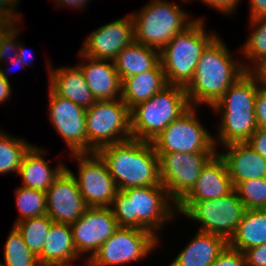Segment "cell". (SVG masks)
I'll list each match as a JSON object with an SVG mask.
<instances>
[{
    "instance_id": "obj_13",
    "label": "cell",
    "mask_w": 266,
    "mask_h": 266,
    "mask_svg": "<svg viewBox=\"0 0 266 266\" xmlns=\"http://www.w3.org/2000/svg\"><path fill=\"white\" fill-rule=\"evenodd\" d=\"M79 161L78 178L69 168L88 207H111L117 186L106 162L97 153L71 154Z\"/></svg>"
},
{
    "instance_id": "obj_23",
    "label": "cell",
    "mask_w": 266,
    "mask_h": 266,
    "mask_svg": "<svg viewBox=\"0 0 266 266\" xmlns=\"http://www.w3.org/2000/svg\"><path fill=\"white\" fill-rule=\"evenodd\" d=\"M169 266H209L228 246L218 235L199 231Z\"/></svg>"
},
{
    "instance_id": "obj_21",
    "label": "cell",
    "mask_w": 266,
    "mask_h": 266,
    "mask_svg": "<svg viewBox=\"0 0 266 266\" xmlns=\"http://www.w3.org/2000/svg\"><path fill=\"white\" fill-rule=\"evenodd\" d=\"M49 68V88L58 96L68 99L84 108L91 107L97 100L89 89L79 66Z\"/></svg>"
},
{
    "instance_id": "obj_15",
    "label": "cell",
    "mask_w": 266,
    "mask_h": 266,
    "mask_svg": "<svg viewBox=\"0 0 266 266\" xmlns=\"http://www.w3.org/2000/svg\"><path fill=\"white\" fill-rule=\"evenodd\" d=\"M71 228L78 255L88 252L89 260L119 227L111 207H88Z\"/></svg>"
},
{
    "instance_id": "obj_8",
    "label": "cell",
    "mask_w": 266,
    "mask_h": 266,
    "mask_svg": "<svg viewBox=\"0 0 266 266\" xmlns=\"http://www.w3.org/2000/svg\"><path fill=\"white\" fill-rule=\"evenodd\" d=\"M245 207L235 189L226 196L204 201H180L176 211L201 223L199 231L214 234L227 241L235 233Z\"/></svg>"
},
{
    "instance_id": "obj_28",
    "label": "cell",
    "mask_w": 266,
    "mask_h": 266,
    "mask_svg": "<svg viewBox=\"0 0 266 266\" xmlns=\"http://www.w3.org/2000/svg\"><path fill=\"white\" fill-rule=\"evenodd\" d=\"M53 221L45 214L39 217L24 219L14 227L20 232L25 244L35 256H39Z\"/></svg>"
},
{
    "instance_id": "obj_40",
    "label": "cell",
    "mask_w": 266,
    "mask_h": 266,
    "mask_svg": "<svg viewBox=\"0 0 266 266\" xmlns=\"http://www.w3.org/2000/svg\"><path fill=\"white\" fill-rule=\"evenodd\" d=\"M208 6H212L222 13L231 14L234 13L236 5H238L240 0H201Z\"/></svg>"
},
{
    "instance_id": "obj_37",
    "label": "cell",
    "mask_w": 266,
    "mask_h": 266,
    "mask_svg": "<svg viewBox=\"0 0 266 266\" xmlns=\"http://www.w3.org/2000/svg\"><path fill=\"white\" fill-rule=\"evenodd\" d=\"M246 266H266V243L244 252Z\"/></svg>"
},
{
    "instance_id": "obj_47",
    "label": "cell",
    "mask_w": 266,
    "mask_h": 266,
    "mask_svg": "<svg viewBox=\"0 0 266 266\" xmlns=\"http://www.w3.org/2000/svg\"><path fill=\"white\" fill-rule=\"evenodd\" d=\"M10 63H12V65H16V67H21V69L24 67L23 64L21 63L20 57L17 55L16 58H12ZM11 65V64H10ZM14 65V67H15ZM10 68V67H9ZM20 69V68H19ZM9 70V69H8ZM8 70H6L7 72H9Z\"/></svg>"
},
{
    "instance_id": "obj_9",
    "label": "cell",
    "mask_w": 266,
    "mask_h": 266,
    "mask_svg": "<svg viewBox=\"0 0 266 266\" xmlns=\"http://www.w3.org/2000/svg\"><path fill=\"white\" fill-rule=\"evenodd\" d=\"M87 144L101 147L132 139L130 109L121 100L96 101L86 109Z\"/></svg>"
},
{
    "instance_id": "obj_7",
    "label": "cell",
    "mask_w": 266,
    "mask_h": 266,
    "mask_svg": "<svg viewBox=\"0 0 266 266\" xmlns=\"http://www.w3.org/2000/svg\"><path fill=\"white\" fill-rule=\"evenodd\" d=\"M132 13L135 42L157 51H161L176 34L195 21L177 4L165 0H153L140 12Z\"/></svg>"
},
{
    "instance_id": "obj_4",
    "label": "cell",
    "mask_w": 266,
    "mask_h": 266,
    "mask_svg": "<svg viewBox=\"0 0 266 266\" xmlns=\"http://www.w3.org/2000/svg\"><path fill=\"white\" fill-rule=\"evenodd\" d=\"M257 91L258 81L247 71L212 106L213 111L222 115L217 136L224 146L247 142L258 128L255 118Z\"/></svg>"
},
{
    "instance_id": "obj_1",
    "label": "cell",
    "mask_w": 266,
    "mask_h": 266,
    "mask_svg": "<svg viewBox=\"0 0 266 266\" xmlns=\"http://www.w3.org/2000/svg\"><path fill=\"white\" fill-rule=\"evenodd\" d=\"M218 36L202 52L190 82L184 87L190 106L212 107L252 67L233 61L227 46Z\"/></svg>"
},
{
    "instance_id": "obj_2",
    "label": "cell",
    "mask_w": 266,
    "mask_h": 266,
    "mask_svg": "<svg viewBox=\"0 0 266 266\" xmlns=\"http://www.w3.org/2000/svg\"><path fill=\"white\" fill-rule=\"evenodd\" d=\"M97 153L106 162L118 190L161 184L159 156L151 142L132 138L103 146Z\"/></svg>"
},
{
    "instance_id": "obj_16",
    "label": "cell",
    "mask_w": 266,
    "mask_h": 266,
    "mask_svg": "<svg viewBox=\"0 0 266 266\" xmlns=\"http://www.w3.org/2000/svg\"><path fill=\"white\" fill-rule=\"evenodd\" d=\"M46 215L55 223L72 224L87 210L75 177L65 169L45 191Z\"/></svg>"
},
{
    "instance_id": "obj_18",
    "label": "cell",
    "mask_w": 266,
    "mask_h": 266,
    "mask_svg": "<svg viewBox=\"0 0 266 266\" xmlns=\"http://www.w3.org/2000/svg\"><path fill=\"white\" fill-rule=\"evenodd\" d=\"M234 189L225 161L216 152L203 166L192 190L181 201L218 199Z\"/></svg>"
},
{
    "instance_id": "obj_43",
    "label": "cell",
    "mask_w": 266,
    "mask_h": 266,
    "mask_svg": "<svg viewBox=\"0 0 266 266\" xmlns=\"http://www.w3.org/2000/svg\"><path fill=\"white\" fill-rule=\"evenodd\" d=\"M252 67L250 72L256 77L258 84L266 87V59Z\"/></svg>"
},
{
    "instance_id": "obj_36",
    "label": "cell",
    "mask_w": 266,
    "mask_h": 266,
    "mask_svg": "<svg viewBox=\"0 0 266 266\" xmlns=\"http://www.w3.org/2000/svg\"><path fill=\"white\" fill-rule=\"evenodd\" d=\"M255 118L257 127L266 131V87L259 84L255 100Z\"/></svg>"
},
{
    "instance_id": "obj_6",
    "label": "cell",
    "mask_w": 266,
    "mask_h": 266,
    "mask_svg": "<svg viewBox=\"0 0 266 266\" xmlns=\"http://www.w3.org/2000/svg\"><path fill=\"white\" fill-rule=\"evenodd\" d=\"M190 107L184 87L167 85L130 110L132 138L151 142Z\"/></svg>"
},
{
    "instance_id": "obj_38",
    "label": "cell",
    "mask_w": 266,
    "mask_h": 266,
    "mask_svg": "<svg viewBox=\"0 0 266 266\" xmlns=\"http://www.w3.org/2000/svg\"><path fill=\"white\" fill-rule=\"evenodd\" d=\"M19 4V0H0V17L5 19L10 25H17L20 15L13 8ZM17 17V18H16Z\"/></svg>"
},
{
    "instance_id": "obj_3",
    "label": "cell",
    "mask_w": 266,
    "mask_h": 266,
    "mask_svg": "<svg viewBox=\"0 0 266 266\" xmlns=\"http://www.w3.org/2000/svg\"><path fill=\"white\" fill-rule=\"evenodd\" d=\"M111 209L118 227L147 230L158 237L162 224L174 219L176 204L160 184L118 190Z\"/></svg>"
},
{
    "instance_id": "obj_48",
    "label": "cell",
    "mask_w": 266,
    "mask_h": 266,
    "mask_svg": "<svg viewBox=\"0 0 266 266\" xmlns=\"http://www.w3.org/2000/svg\"><path fill=\"white\" fill-rule=\"evenodd\" d=\"M2 35L3 34H0V47H1V42H2Z\"/></svg>"
},
{
    "instance_id": "obj_27",
    "label": "cell",
    "mask_w": 266,
    "mask_h": 266,
    "mask_svg": "<svg viewBox=\"0 0 266 266\" xmlns=\"http://www.w3.org/2000/svg\"><path fill=\"white\" fill-rule=\"evenodd\" d=\"M266 243V209L245 210L228 246L245 252Z\"/></svg>"
},
{
    "instance_id": "obj_12",
    "label": "cell",
    "mask_w": 266,
    "mask_h": 266,
    "mask_svg": "<svg viewBox=\"0 0 266 266\" xmlns=\"http://www.w3.org/2000/svg\"><path fill=\"white\" fill-rule=\"evenodd\" d=\"M215 153H157L160 182L174 204H178L194 187L203 166Z\"/></svg>"
},
{
    "instance_id": "obj_35",
    "label": "cell",
    "mask_w": 266,
    "mask_h": 266,
    "mask_svg": "<svg viewBox=\"0 0 266 266\" xmlns=\"http://www.w3.org/2000/svg\"><path fill=\"white\" fill-rule=\"evenodd\" d=\"M209 266H246L244 253L227 246Z\"/></svg>"
},
{
    "instance_id": "obj_10",
    "label": "cell",
    "mask_w": 266,
    "mask_h": 266,
    "mask_svg": "<svg viewBox=\"0 0 266 266\" xmlns=\"http://www.w3.org/2000/svg\"><path fill=\"white\" fill-rule=\"evenodd\" d=\"M196 113V108L191 106L153 139L156 153H216L217 139L204 129Z\"/></svg>"
},
{
    "instance_id": "obj_33",
    "label": "cell",
    "mask_w": 266,
    "mask_h": 266,
    "mask_svg": "<svg viewBox=\"0 0 266 266\" xmlns=\"http://www.w3.org/2000/svg\"><path fill=\"white\" fill-rule=\"evenodd\" d=\"M251 27L255 28L242 48V53L255 66L266 59V17L252 19Z\"/></svg>"
},
{
    "instance_id": "obj_25",
    "label": "cell",
    "mask_w": 266,
    "mask_h": 266,
    "mask_svg": "<svg viewBox=\"0 0 266 266\" xmlns=\"http://www.w3.org/2000/svg\"><path fill=\"white\" fill-rule=\"evenodd\" d=\"M43 153V149L33 145L25 154L18 172V175L22 177L21 186L45 192L67 168L59 164L52 170L49 167L50 161L42 157Z\"/></svg>"
},
{
    "instance_id": "obj_42",
    "label": "cell",
    "mask_w": 266,
    "mask_h": 266,
    "mask_svg": "<svg viewBox=\"0 0 266 266\" xmlns=\"http://www.w3.org/2000/svg\"><path fill=\"white\" fill-rule=\"evenodd\" d=\"M250 15V20L266 17V0H250Z\"/></svg>"
},
{
    "instance_id": "obj_14",
    "label": "cell",
    "mask_w": 266,
    "mask_h": 266,
    "mask_svg": "<svg viewBox=\"0 0 266 266\" xmlns=\"http://www.w3.org/2000/svg\"><path fill=\"white\" fill-rule=\"evenodd\" d=\"M49 116L72 154L94 153L87 144L86 108L56 95L49 88Z\"/></svg>"
},
{
    "instance_id": "obj_24",
    "label": "cell",
    "mask_w": 266,
    "mask_h": 266,
    "mask_svg": "<svg viewBox=\"0 0 266 266\" xmlns=\"http://www.w3.org/2000/svg\"><path fill=\"white\" fill-rule=\"evenodd\" d=\"M168 84L161 62L152 70L126 77L122 80L121 100L131 110L160 92Z\"/></svg>"
},
{
    "instance_id": "obj_39",
    "label": "cell",
    "mask_w": 266,
    "mask_h": 266,
    "mask_svg": "<svg viewBox=\"0 0 266 266\" xmlns=\"http://www.w3.org/2000/svg\"><path fill=\"white\" fill-rule=\"evenodd\" d=\"M246 143L266 159V131L257 128Z\"/></svg>"
},
{
    "instance_id": "obj_45",
    "label": "cell",
    "mask_w": 266,
    "mask_h": 266,
    "mask_svg": "<svg viewBox=\"0 0 266 266\" xmlns=\"http://www.w3.org/2000/svg\"><path fill=\"white\" fill-rule=\"evenodd\" d=\"M17 55L20 57L21 63L25 67L28 66L29 62H32V56H30L31 53H29L24 47H22L20 42H19V46H18V50H17Z\"/></svg>"
},
{
    "instance_id": "obj_11",
    "label": "cell",
    "mask_w": 266,
    "mask_h": 266,
    "mask_svg": "<svg viewBox=\"0 0 266 266\" xmlns=\"http://www.w3.org/2000/svg\"><path fill=\"white\" fill-rule=\"evenodd\" d=\"M158 238L150 231L119 227L99 248L86 266H118L138 261L157 246Z\"/></svg>"
},
{
    "instance_id": "obj_5",
    "label": "cell",
    "mask_w": 266,
    "mask_h": 266,
    "mask_svg": "<svg viewBox=\"0 0 266 266\" xmlns=\"http://www.w3.org/2000/svg\"><path fill=\"white\" fill-rule=\"evenodd\" d=\"M204 29L203 19H195L160 51V62L168 85L185 87L192 79L202 52L217 37Z\"/></svg>"
},
{
    "instance_id": "obj_20",
    "label": "cell",
    "mask_w": 266,
    "mask_h": 266,
    "mask_svg": "<svg viewBox=\"0 0 266 266\" xmlns=\"http://www.w3.org/2000/svg\"><path fill=\"white\" fill-rule=\"evenodd\" d=\"M224 147L228 151L219 155L225 161L234 188L245 180L266 177V159L248 143H233Z\"/></svg>"
},
{
    "instance_id": "obj_32",
    "label": "cell",
    "mask_w": 266,
    "mask_h": 266,
    "mask_svg": "<svg viewBox=\"0 0 266 266\" xmlns=\"http://www.w3.org/2000/svg\"><path fill=\"white\" fill-rule=\"evenodd\" d=\"M235 191L246 210L266 209V177L240 182Z\"/></svg>"
},
{
    "instance_id": "obj_30",
    "label": "cell",
    "mask_w": 266,
    "mask_h": 266,
    "mask_svg": "<svg viewBox=\"0 0 266 266\" xmlns=\"http://www.w3.org/2000/svg\"><path fill=\"white\" fill-rule=\"evenodd\" d=\"M4 247L5 265L0 262V266H40L37 256L31 252L14 226Z\"/></svg>"
},
{
    "instance_id": "obj_44",
    "label": "cell",
    "mask_w": 266,
    "mask_h": 266,
    "mask_svg": "<svg viewBox=\"0 0 266 266\" xmlns=\"http://www.w3.org/2000/svg\"><path fill=\"white\" fill-rule=\"evenodd\" d=\"M55 1H57V6H59V7H62L63 5L64 6H73V8L75 7V8H82L83 9V7L84 6H86L85 4H87L86 2H88L89 0H55ZM62 6H61V5Z\"/></svg>"
},
{
    "instance_id": "obj_17",
    "label": "cell",
    "mask_w": 266,
    "mask_h": 266,
    "mask_svg": "<svg viewBox=\"0 0 266 266\" xmlns=\"http://www.w3.org/2000/svg\"><path fill=\"white\" fill-rule=\"evenodd\" d=\"M134 41V21L130 14L91 32L79 52L91 58L110 62L124 47L131 45Z\"/></svg>"
},
{
    "instance_id": "obj_22",
    "label": "cell",
    "mask_w": 266,
    "mask_h": 266,
    "mask_svg": "<svg viewBox=\"0 0 266 266\" xmlns=\"http://www.w3.org/2000/svg\"><path fill=\"white\" fill-rule=\"evenodd\" d=\"M37 258L40 266H67L80 258L74 245L71 225L53 222Z\"/></svg>"
},
{
    "instance_id": "obj_46",
    "label": "cell",
    "mask_w": 266,
    "mask_h": 266,
    "mask_svg": "<svg viewBox=\"0 0 266 266\" xmlns=\"http://www.w3.org/2000/svg\"><path fill=\"white\" fill-rule=\"evenodd\" d=\"M12 25L0 17V34H4Z\"/></svg>"
},
{
    "instance_id": "obj_19",
    "label": "cell",
    "mask_w": 266,
    "mask_h": 266,
    "mask_svg": "<svg viewBox=\"0 0 266 266\" xmlns=\"http://www.w3.org/2000/svg\"><path fill=\"white\" fill-rule=\"evenodd\" d=\"M79 54L81 58H84V62L78 66L81 68L85 81L95 99L105 101L121 98L122 81L113 61L109 63L107 62L109 60L91 58L81 52Z\"/></svg>"
},
{
    "instance_id": "obj_31",
    "label": "cell",
    "mask_w": 266,
    "mask_h": 266,
    "mask_svg": "<svg viewBox=\"0 0 266 266\" xmlns=\"http://www.w3.org/2000/svg\"><path fill=\"white\" fill-rule=\"evenodd\" d=\"M15 196L20 213L15 224L24 219L46 214V193L44 191L20 186L16 189Z\"/></svg>"
},
{
    "instance_id": "obj_41",
    "label": "cell",
    "mask_w": 266,
    "mask_h": 266,
    "mask_svg": "<svg viewBox=\"0 0 266 266\" xmlns=\"http://www.w3.org/2000/svg\"><path fill=\"white\" fill-rule=\"evenodd\" d=\"M6 68L0 67V104L11 96V83L5 73Z\"/></svg>"
},
{
    "instance_id": "obj_29",
    "label": "cell",
    "mask_w": 266,
    "mask_h": 266,
    "mask_svg": "<svg viewBox=\"0 0 266 266\" xmlns=\"http://www.w3.org/2000/svg\"><path fill=\"white\" fill-rule=\"evenodd\" d=\"M31 147L32 145L25 140L14 138L0 131V173L15 172L18 174L23 158Z\"/></svg>"
},
{
    "instance_id": "obj_26",
    "label": "cell",
    "mask_w": 266,
    "mask_h": 266,
    "mask_svg": "<svg viewBox=\"0 0 266 266\" xmlns=\"http://www.w3.org/2000/svg\"><path fill=\"white\" fill-rule=\"evenodd\" d=\"M155 50L135 41L124 47L113 60L120 80L154 69L160 63V51Z\"/></svg>"
},
{
    "instance_id": "obj_34",
    "label": "cell",
    "mask_w": 266,
    "mask_h": 266,
    "mask_svg": "<svg viewBox=\"0 0 266 266\" xmlns=\"http://www.w3.org/2000/svg\"><path fill=\"white\" fill-rule=\"evenodd\" d=\"M19 31L20 30L17 29L16 25H12L2 35V42H1V47H0V63H2L1 61H3L4 59L7 60L9 58L8 60L10 61V59L16 58L17 56L16 50H18L19 42L17 41L15 42V40L17 39V36L19 35L18 34ZM13 51L16 53H14L15 54L14 56L13 55L11 56L10 54H12Z\"/></svg>"
}]
</instances>
